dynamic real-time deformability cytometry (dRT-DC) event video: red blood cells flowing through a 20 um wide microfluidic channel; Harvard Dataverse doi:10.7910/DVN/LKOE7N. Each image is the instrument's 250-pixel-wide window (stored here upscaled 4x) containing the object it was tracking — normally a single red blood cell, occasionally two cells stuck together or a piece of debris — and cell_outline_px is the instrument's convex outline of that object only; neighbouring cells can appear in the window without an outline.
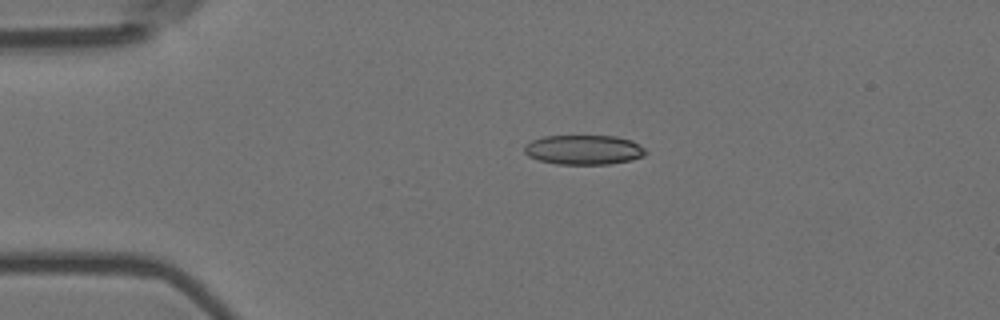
{"species": "Egyptian fruit bat (a non-hibernating species)", "species_latin": "Rousettus aegyptiacus", "temperature_condition": "room temperature", "stored_images_in_passage": 5, "camera_frame_rate_fps": 3000, "um_per_image_px": 0.085, "animal": {"sex": "female"}, "frame": {"image": 1, "passage_image": 4, "time_ms": 1.0, "image_size_px": [1000, 320], "cell_outline_px": [[648, 152], [644, 156], [632, 160], [608, 164], [556, 164], [540, 160], [528, 156], [524, 152], [524, 144], [532, 140], [544, 136], [616, 136], [632, 140], [644, 148]], "centroid_in_image_um": [49.63, 12.73], "position_along_channel_um": 35.4, "area_um2": 21.04}}